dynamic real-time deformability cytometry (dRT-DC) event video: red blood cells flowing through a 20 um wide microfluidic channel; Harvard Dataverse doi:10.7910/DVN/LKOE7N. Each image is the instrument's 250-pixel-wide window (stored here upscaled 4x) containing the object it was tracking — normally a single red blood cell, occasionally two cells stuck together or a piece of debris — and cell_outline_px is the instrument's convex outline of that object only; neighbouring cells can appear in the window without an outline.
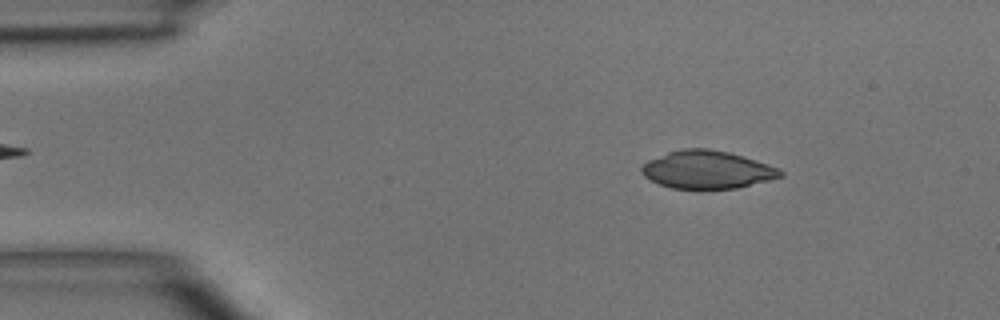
{"species": "common noctule bat (a hibernating species)", "species_latin": "Nyctalus noctula", "temperature_condition": "room temperature", "stored_images_in_passage": 3, "camera_frame_rate_fps": 3000, "um_per_image_px": 0.085, "animal": {"sex": "male", "body_mass_g": 15.6}, "frame": {"image": 1, "passage_image": 1, "time_ms": 0.0, "image_size_px": [1000, 320], "cell_outline_px": [[784, 176], [736, 188], [696, 192], [672, 188], [660, 184], [644, 176], [640, 172], [640, 168], [648, 160], [668, 152], [684, 148], [708, 148], [728, 152], [756, 160], [768, 164], [784, 172]], "centroid_in_image_um": [60.08, 14.46], "position_along_channel_um": 24.9, "area_um2": 31.21}}